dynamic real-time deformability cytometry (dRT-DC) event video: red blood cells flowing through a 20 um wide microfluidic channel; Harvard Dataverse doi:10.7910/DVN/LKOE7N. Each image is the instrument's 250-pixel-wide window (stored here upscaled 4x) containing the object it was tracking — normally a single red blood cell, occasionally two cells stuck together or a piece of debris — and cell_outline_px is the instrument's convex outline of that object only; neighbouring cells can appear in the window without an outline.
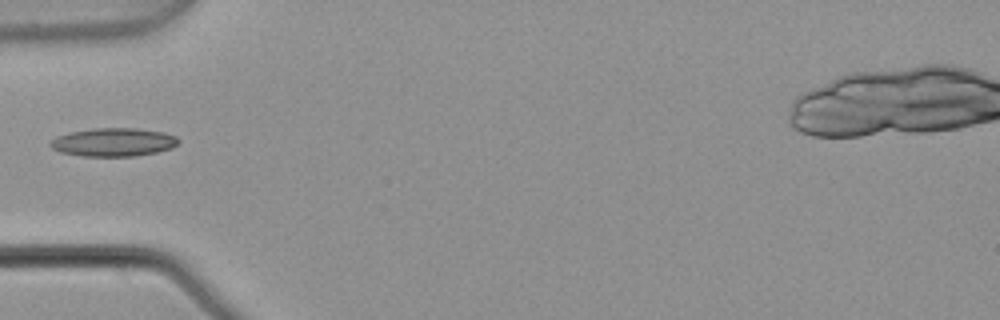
{"species": "common noctule bat (a hibernating species)", "species_latin": "Nyctalus noctula", "temperature_condition": "warm", "stored_images_in_passage": 4, "camera_frame_rate_fps": 3000, "um_per_image_px": 0.085, "animal": {"sex": "male", "body_mass_g": 21.5, "forearm_length_mm": 52.0}, "frame": {"image": 1, "passage_image": 4, "time_ms": 1.0, "image_size_px": [1000, 320], "cell_outline_px": [[180, 140], [172, 148], [156, 152], [136, 156], [80, 156], [60, 152], [52, 148], [48, 144], [56, 136], [68, 132], [92, 128], [136, 128], [164, 132], [176, 136]], "centroid_in_image_um": [9.62, 12.08], "position_along_channel_um": 75.4, "area_um2": 21.33}}